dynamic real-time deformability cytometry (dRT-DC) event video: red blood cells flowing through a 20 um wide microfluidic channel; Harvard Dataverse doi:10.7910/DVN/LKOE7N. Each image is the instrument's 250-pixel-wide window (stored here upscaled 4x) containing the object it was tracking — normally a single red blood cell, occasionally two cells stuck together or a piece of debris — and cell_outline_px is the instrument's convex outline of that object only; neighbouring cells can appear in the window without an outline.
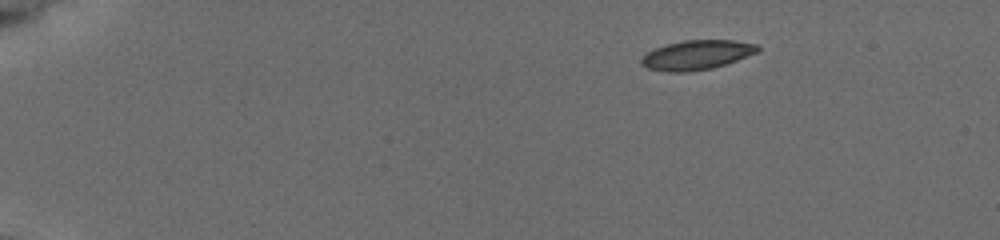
{"species": "common noctule bat (a hibernating species)", "species_latin": "Nyctalus noctula", "temperature_condition": "cold", "stored_images_in_passage": 48, "camera_frame_rate_fps": 3000, "um_per_image_px": 0.085, "animal": {"sex": "female", "body_mass_g": 19.5, "forearm_length_mm": 54.1}, "frame": {"image": 1, "passage_image": 1, "time_ms": 0.0, "image_size_px": [1000, 240], "cell_outline_px": [[760, 48], [756, 52], [736, 60], [724, 64], [708, 68], [680, 72], [676, 72], [648, 68], [640, 60], [648, 52], [656, 48], [668, 44], [684, 40], [732, 40], [756, 44]], "centroid_in_image_um": [59.24, 4.64], "position_along_channel_um": 25.8, "area_um2": 19.19}}
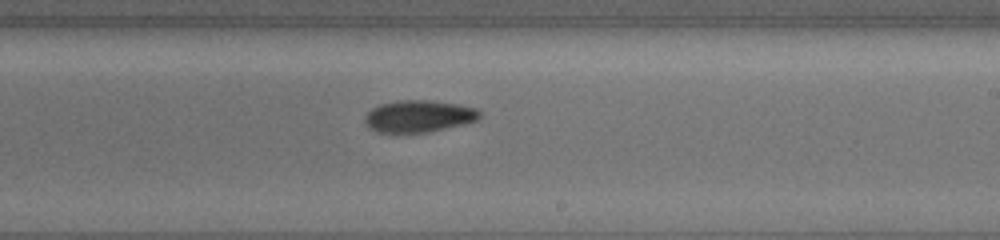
{"frame": {"image": 2, "passage_image": 28, "time_ms": 9.0, "image_size_px": [1000, 240], "cell_outline_px": [[480, 116], [476, 120], [428, 132], [376, 132], [368, 128], [364, 120], [364, 116], [372, 108], [380, 104], [400, 100], [428, 100], [456, 104], [476, 108], [480, 112]], "centroid_in_image_um": [35.53, 9.87], "position_along_channel_um": 253.5, "area_um2": 21.1}}
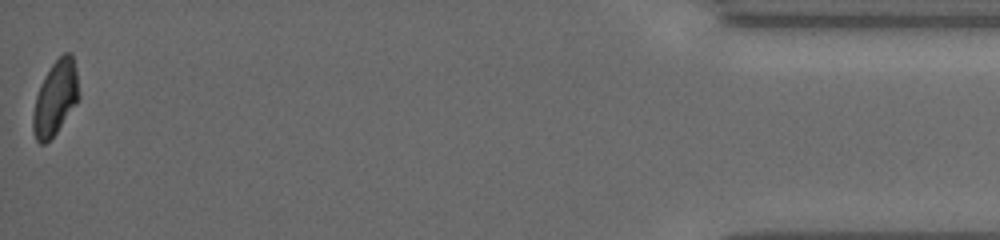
{"frame": {"image": 3, "passage_image": 48, "time_ms": 15.667, "image_size_px": [1000, 240], "cell_outline_px": [[80, 96], [56, 132], [44, 144], [40, 144], [36, 140], [32, 132], [32, 116], [36, 96], [40, 84], [52, 64], [64, 52], [72, 52], [76, 72]], "centroid_in_image_um": [4.68, 8.32], "position_along_channel_um": 430.5, "area_um2": 19.59}, "authors_computed_cell_mechanics": {"area_um2": 20.5768, "velocity_mm_per_s": 3.7949, "shape_relaxation_time_tau1_ms": 3.9294, "shape_relaxation_time_tau2_ms": 8.1848, "deformation_change_tau1": 0.1612, "deformation_change_tau2": 0.1255}}